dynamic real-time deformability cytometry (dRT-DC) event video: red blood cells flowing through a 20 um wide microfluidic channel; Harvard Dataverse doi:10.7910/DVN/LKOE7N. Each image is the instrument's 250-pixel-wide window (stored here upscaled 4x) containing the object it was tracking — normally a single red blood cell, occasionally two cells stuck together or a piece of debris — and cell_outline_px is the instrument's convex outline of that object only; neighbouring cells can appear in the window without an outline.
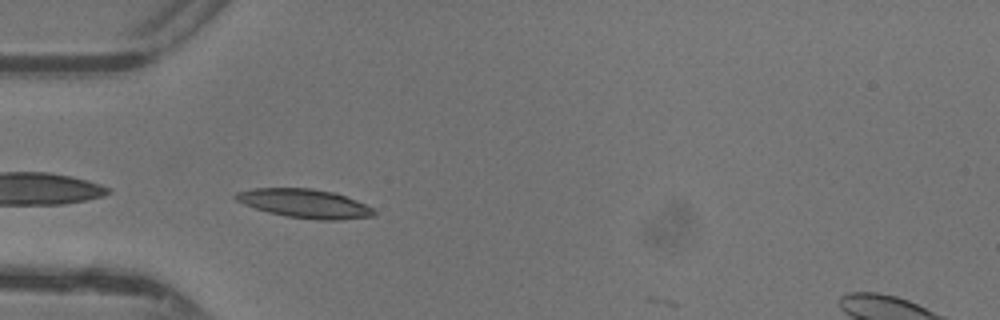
{"species": "common noctule bat (a hibernating species)", "species_latin": "Nyctalus noctula", "temperature_condition": "warm", "stored_images_in_passage": 2, "camera_frame_rate_fps": 3000, "um_per_image_px": 0.085, "animal": {"sex": "female"}, "frame": {"image": 1, "passage_image": 1, "time_ms": 0.0, "image_size_px": [1000, 320], "cell_outline_px": [[376, 216], [340, 220], [320, 220], [288, 216], [268, 212], [244, 204], [236, 200], [232, 196], [236, 192], [256, 188], [312, 188], [336, 192], [356, 200], [372, 208], [376, 212]], "centroid_in_image_um": [25.92, 17.29], "position_along_channel_um": 59.1, "area_um2": 23.24}}